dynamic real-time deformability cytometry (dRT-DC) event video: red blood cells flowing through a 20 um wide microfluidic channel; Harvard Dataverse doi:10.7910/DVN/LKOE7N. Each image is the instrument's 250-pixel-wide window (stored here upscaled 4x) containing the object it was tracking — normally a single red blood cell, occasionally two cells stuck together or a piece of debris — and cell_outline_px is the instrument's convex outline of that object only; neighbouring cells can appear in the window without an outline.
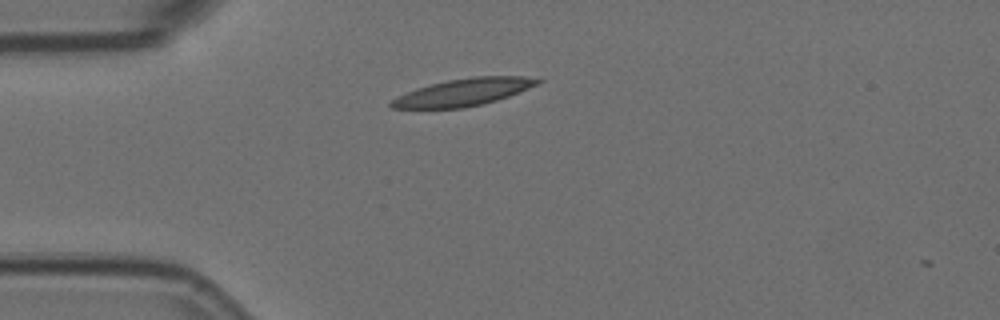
{"species": "Egyptian fruit bat (a non-hibernating species)", "species_latin": "Rousettus aegyptiacus", "temperature_condition": "room temperature", "stored_images_in_passage": 4, "camera_frame_rate_fps": 3000, "um_per_image_px": 0.085, "animal": {"sex": "female"}, "frame": {"image": 1, "passage_image": 1, "time_ms": 0.0, "image_size_px": [1000, 320], "cell_outline_px": [[544, 80], [540, 84], [508, 96], [496, 100], [464, 108], [392, 108], [388, 104], [392, 100], [416, 88], [448, 80], [472, 76], [520, 76]], "centroid_in_image_um": [39.43, 7.83], "position_along_channel_um": 45.6, "area_um2": 22.89}}